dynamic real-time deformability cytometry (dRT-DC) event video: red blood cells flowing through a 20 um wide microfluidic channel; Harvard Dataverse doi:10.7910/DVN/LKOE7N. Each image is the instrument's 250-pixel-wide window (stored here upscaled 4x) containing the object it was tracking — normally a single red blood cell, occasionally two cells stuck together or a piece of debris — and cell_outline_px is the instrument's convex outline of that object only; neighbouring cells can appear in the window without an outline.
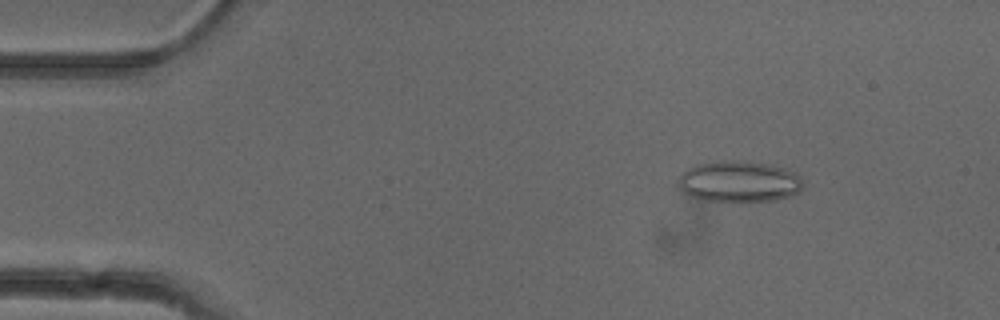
{"species": "common noctule bat (a hibernating species)", "species_latin": "Nyctalus noctula", "temperature_condition": "cold", "stored_images_in_passage": 52, "camera_frame_rate_fps": 3000, "um_per_image_px": 0.085, "animal": {"sex": "female"}, "frame": {"image": 1, "passage_image": 7, "time_ms": 2.0, "image_size_px": [1000, 320], "cell_outline_px": [[804, 184], [800, 192], [776, 200], [704, 200], [692, 196], [684, 192], [680, 188], [680, 172], [696, 164], [724, 160], [736, 160], [772, 164], [796, 172], [800, 176]], "centroid_in_image_um": [62.86, 15.4], "position_along_channel_um": 22.1, "area_um2": 29.77}}
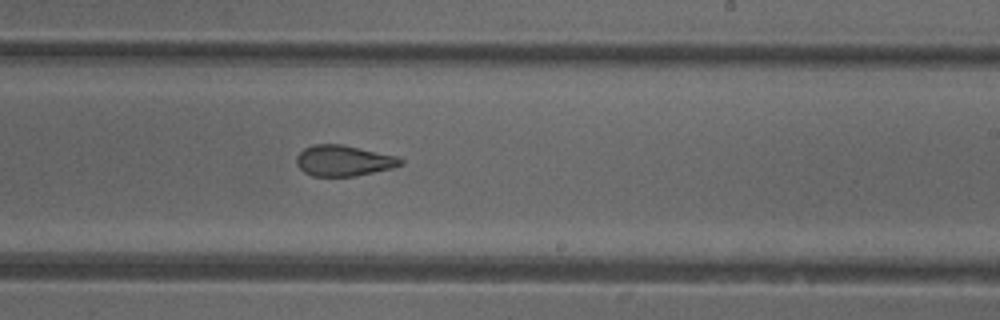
{"frame": {"image": 2, "passage_image": 31, "time_ms": 10.0, "image_size_px": [1000, 320], "cell_outline_px": [[404, 164], [392, 168], [352, 176], [312, 176], [304, 172], [296, 164], [296, 156], [304, 148], [312, 144], [340, 144], [396, 156], [404, 160]], "centroid_in_image_um": [29.18, 13.65], "position_along_channel_um": 259.8, "area_um2": 18.55}}
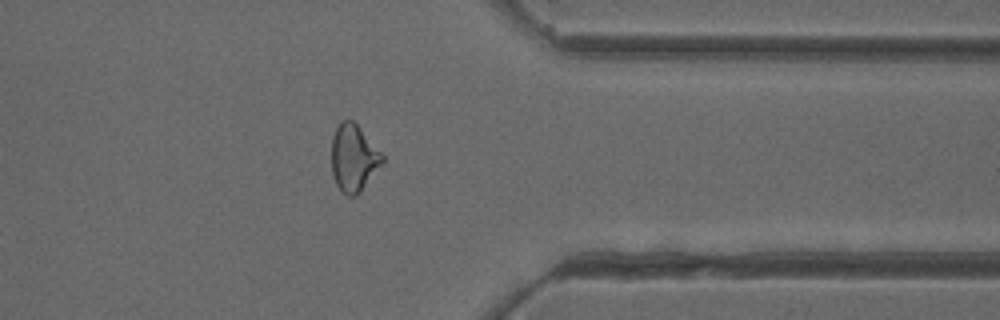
{"frame": {"image": 3, "passage_image": 41, "time_ms": 13.333, "image_size_px": [1000, 320], "cell_outline_px": [[384, 160], [360, 192], [356, 196], [348, 196], [336, 184], [332, 176], [332, 136], [336, 128], [344, 120], [352, 120], [360, 128], [384, 156]], "centroid_in_image_um": [30.04, 13.44], "position_along_channel_um": 381.4, "area_um2": 19.42}, "authors_computed_cell_mechanics": {"area_um2": 20.6057, "velocity_mm_per_s": 3.9493, "shape_relaxation_time_tau1_ms": null, "shape_relaxation_time_tau2_ms": 1.8107, "deformation_change_tau1": null, "deformation_change_tau2": 0.0959}}